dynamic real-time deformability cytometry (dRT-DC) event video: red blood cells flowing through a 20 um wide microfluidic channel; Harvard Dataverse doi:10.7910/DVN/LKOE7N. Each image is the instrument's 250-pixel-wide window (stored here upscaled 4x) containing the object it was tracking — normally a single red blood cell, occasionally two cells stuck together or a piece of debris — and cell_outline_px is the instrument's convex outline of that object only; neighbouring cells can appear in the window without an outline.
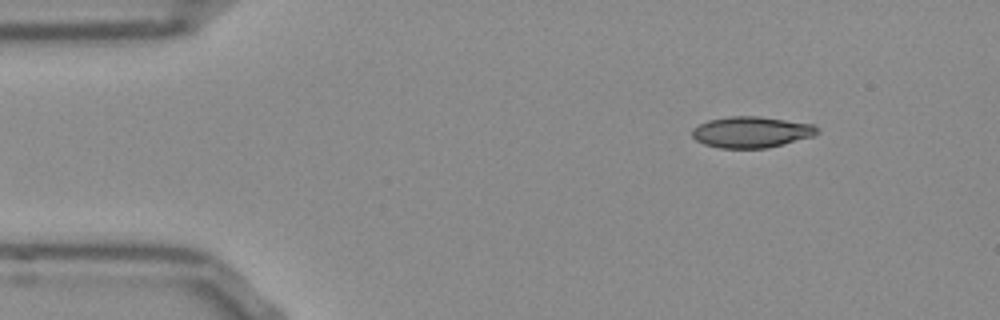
{"species": "Egyptian fruit bat (a non-hibernating species)", "species_latin": "Rousettus aegyptiacus", "temperature_condition": "room temperature", "stored_images_in_passage": 47, "camera_frame_rate_fps": 3000, "um_per_image_px": 0.085, "frame": {"image": 1, "passage_image": 1, "time_ms": 0.0, "image_size_px": [1000, 320], "cell_outline_px": [[820, 132], [816, 136], [768, 148], [720, 148], [704, 144], [696, 140], [692, 136], [692, 128], [708, 120], [728, 116], [760, 116], [816, 124], [820, 128]], "centroid_in_image_um": [63.94, 11.22], "position_along_channel_um": 21.1, "area_um2": 23.12}}
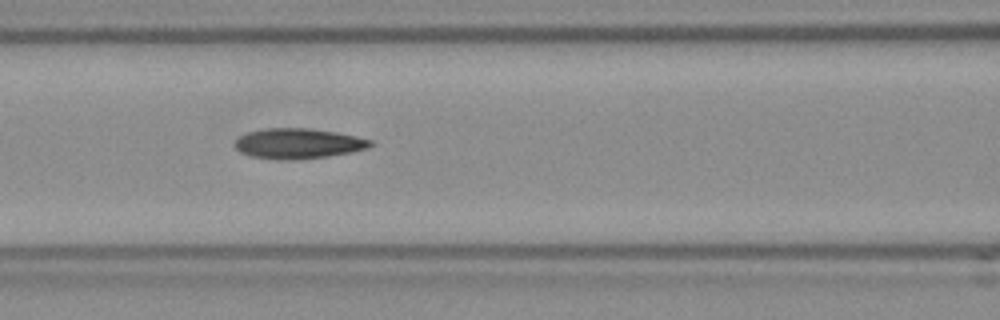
{"frame": {"image": 2, "passage_image": 16, "time_ms": 5.0, "image_size_px": [1000, 320], "cell_outline_px": [[376, 144], [368, 148], [352, 152], [328, 156], [252, 156], [240, 152], [232, 144], [240, 136], [248, 132], [264, 128], [308, 128], [336, 132], [356, 136], [372, 140]], "centroid_in_image_um": [25.41, 12.13], "position_along_channel_um": 141.2, "area_um2": 22.77}}
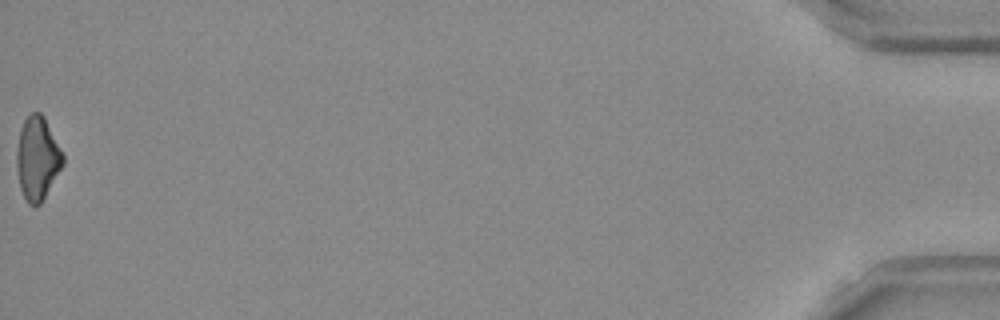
{"frame": {"image": 3, "passage_image": 47, "time_ms": 15.333, "image_size_px": [1000, 320], "cell_outline_px": [[64, 164], [40, 204], [28, 204], [20, 188], [16, 168], [16, 152], [20, 128], [24, 120], [32, 112], [40, 112], [44, 116], [64, 156]], "centroid_in_image_um": [3.17, 13.44], "position_along_channel_um": 432.0, "area_um2": 22.31}, "authors_computed_cell_mechanics": {"area_um2": 23.12, "velocity_mm_per_s": 3.8418, "shape_relaxation_time_tau1_ms": null, "shape_relaxation_time_tau2_ms": 7.9932, "deformation_change_tau1": null, "deformation_change_tau2": 0.1883}}